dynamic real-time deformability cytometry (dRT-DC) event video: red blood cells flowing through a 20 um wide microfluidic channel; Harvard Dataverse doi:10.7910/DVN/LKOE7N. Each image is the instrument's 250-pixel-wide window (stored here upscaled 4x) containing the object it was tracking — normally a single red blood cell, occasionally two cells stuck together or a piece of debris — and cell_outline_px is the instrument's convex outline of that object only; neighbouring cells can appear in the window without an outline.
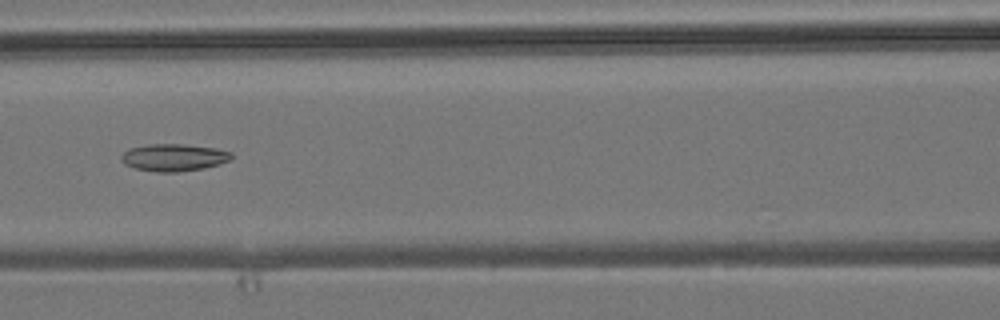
{"species": "common noctule bat (a hibernating species)", "species_latin": "Nyctalus noctula", "temperature_condition": "room temperature", "stored_images_in_passage": 7, "camera_frame_rate_fps": 3000, "um_per_image_px": 0.085, "animal": {"sex": "male", "body_mass_g": 19.2, "forearm_length_mm": 51.8}, "frame": {"image": 1, "passage_image": 6, "time_ms": 7.0, "image_size_px": [1000, 320], "cell_outline_px": [[232, 156], [228, 160], [220, 164], [204, 168], [176, 172], [156, 172], [136, 168], [124, 164], [120, 156], [124, 152], [132, 148], [148, 144], [184, 144], [216, 148], [232, 152]], "centroid_in_image_um": [14.78, 13.38], "position_along_channel_um": 151.8, "area_um2": 17.4}}
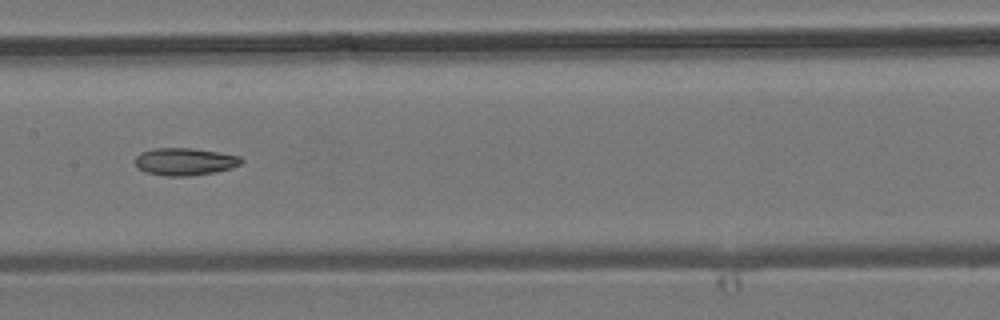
{"frame": {"image": 2, "passage_image": 7, "time_ms": 8.0, "image_size_px": [1000, 320], "cell_outline_px": [[244, 160], [240, 164], [232, 168], [216, 172], [188, 176], [164, 176], [144, 172], [136, 164], [136, 156], [140, 152], [152, 148], [192, 148], [220, 152], [240, 156]], "centroid_in_image_um": [15.72, 13.73], "position_along_channel_um": 191.7, "area_um2": 17.11}}